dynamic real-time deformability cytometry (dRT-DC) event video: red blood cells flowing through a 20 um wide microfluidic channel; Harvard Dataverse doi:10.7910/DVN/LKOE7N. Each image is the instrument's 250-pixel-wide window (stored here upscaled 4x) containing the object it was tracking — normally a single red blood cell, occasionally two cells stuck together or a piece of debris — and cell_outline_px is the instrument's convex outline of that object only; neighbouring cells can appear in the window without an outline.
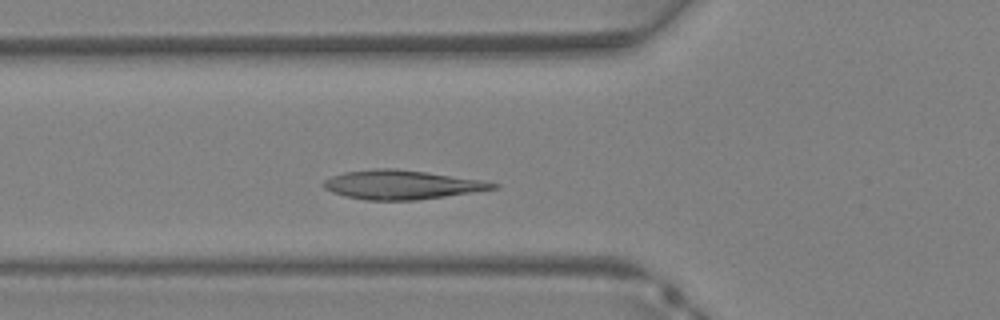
{"species": "Egyptian fruit bat (a non-hibernating species)", "species_latin": "Rousettus aegyptiacus", "temperature_condition": "warm", "stored_images_in_passage": 34, "segment_of_instrument_passage": [1, 2], "camera_frame_rate_fps": 3000, "um_per_image_px": 0.085, "animal": {"sex": "female"}, "frame": {"image": 1, "passage_image": 9, "time_ms": 2.667, "image_size_px": [1000, 320], "cell_outline_px": [[500, 188], [416, 200], [364, 200], [344, 196], [332, 192], [324, 188], [320, 184], [324, 180], [332, 176], [344, 172], [376, 168], [392, 168], [428, 172], [484, 180], [500, 184]], "centroid_in_image_um": [34.14, 15.7], "position_along_channel_um": 91.7, "area_um2": 28.84}}
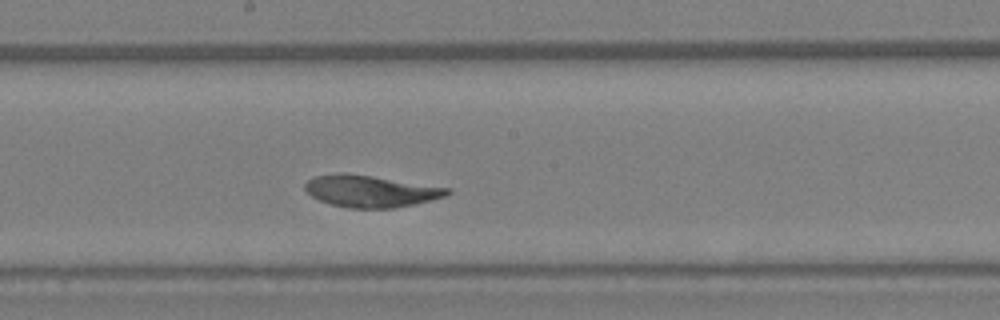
{"frame": {"image": 2, "passage_image": 16, "time_ms": 5.0, "image_size_px": [1000, 320], "cell_outline_px": [[452, 192], [444, 196], [396, 208], [348, 208], [332, 204], [320, 200], [312, 196], [304, 188], [304, 184], [308, 180], [316, 176], [340, 172], [344, 172], [372, 176], [452, 188]], "centroid_in_image_um": [31.49, 16.24], "position_along_channel_um": 216.7, "area_um2": 26.18}}
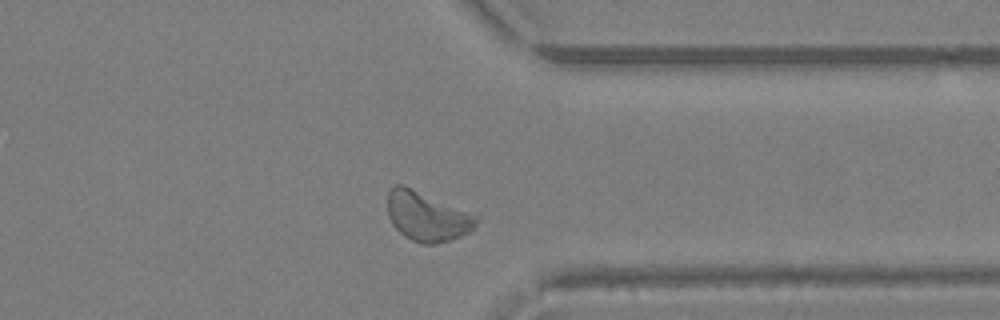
{"frame": {"image": 3, "passage_image": 25, "time_ms": 8.0, "image_size_px": [1000, 320], "cell_outline_px": [[480, 220], [468, 232], [460, 236], [436, 244], [424, 244], [412, 240], [404, 236], [392, 224], [388, 216], [388, 192], [396, 184], [404, 184], [480, 212]], "centroid_in_image_um": [36.4, 18.33], "position_along_channel_um": 375.0, "area_um2": 26.7}}